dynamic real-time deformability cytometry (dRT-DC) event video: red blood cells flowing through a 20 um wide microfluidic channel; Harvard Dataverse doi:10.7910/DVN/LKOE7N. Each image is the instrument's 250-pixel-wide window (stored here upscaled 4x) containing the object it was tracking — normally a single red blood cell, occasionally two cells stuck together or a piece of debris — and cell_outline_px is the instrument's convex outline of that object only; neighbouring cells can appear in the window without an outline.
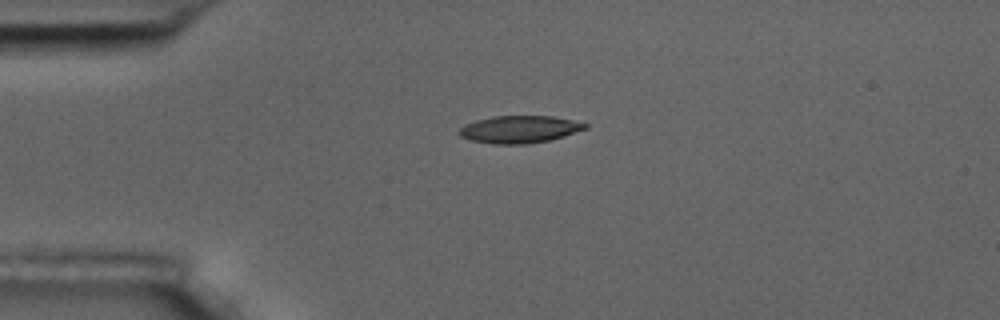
{"species": "common noctule bat (a hibernating species)", "species_latin": "Nyctalus noctula", "temperature_condition": "room temperature", "stored_images_in_passage": 2, "camera_frame_rate_fps": 3000, "um_per_image_px": 0.085, "animal": {"sex": "male", "body_mass_g": 17.5, "forearm_length_mm": 52.3}, "frame": {"image": 1, "passage_image": 1, "time_ms": 0.0, "image_size_px": [1000, 320], "cell_outline_px": [[588, 128], [564, 136], [548, 140], [528, 144], [492, 144], [468, 140], [460, 136], [460, 128], [464, 124], [476, 120], [492, 116], [552, 116], [572, 120], [588, 124]], "centroid_in_image_um": [44.13, 10.99], "position_along_channel_um": 40.9, "area_um2": 20.11}}